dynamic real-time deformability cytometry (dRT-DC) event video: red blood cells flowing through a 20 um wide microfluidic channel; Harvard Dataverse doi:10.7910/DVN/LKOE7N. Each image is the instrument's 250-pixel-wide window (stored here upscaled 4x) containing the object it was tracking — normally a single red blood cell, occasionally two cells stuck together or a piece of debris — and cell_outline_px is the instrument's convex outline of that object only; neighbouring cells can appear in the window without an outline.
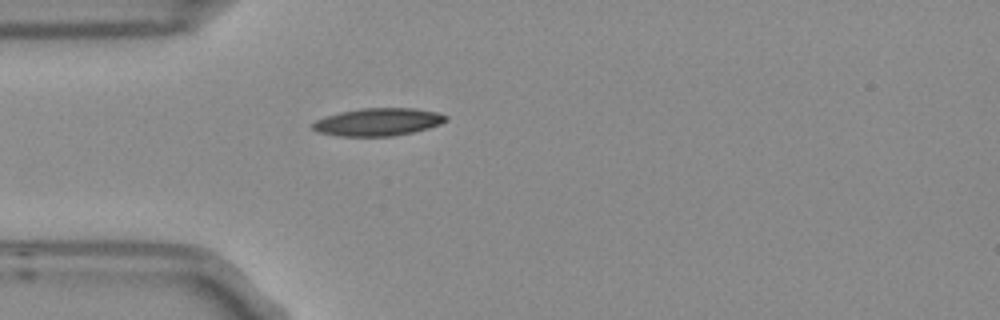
{"species": "Egyptian fruit bat (a non-hibernating species)", "species_latin": "Rousettus aegyptiacus", "temperature_condition": "room temperature", "stored_images_in_passage": 1, "camera_frame_rate_fps": 3000, "um_per_image_px": 0.085, "frame": {"image": 1, "passage_image": 1, "time_ms": 0.0, "image_size_px": [1000, 320], "cell_outline_px": [[448, 120], [440, 124], [428, 128], [412, 132], [392, 136], [340, 136], [316, 132], [312, 128], [312, 124], [316, 120], [340, 112], [360, 108], [416, 108], [436, 112], [448, 116]], "centroid_in_image_um": [32.14, 10.36], "position_along_channel_um": 52.9, "area_um2": 21.44}}